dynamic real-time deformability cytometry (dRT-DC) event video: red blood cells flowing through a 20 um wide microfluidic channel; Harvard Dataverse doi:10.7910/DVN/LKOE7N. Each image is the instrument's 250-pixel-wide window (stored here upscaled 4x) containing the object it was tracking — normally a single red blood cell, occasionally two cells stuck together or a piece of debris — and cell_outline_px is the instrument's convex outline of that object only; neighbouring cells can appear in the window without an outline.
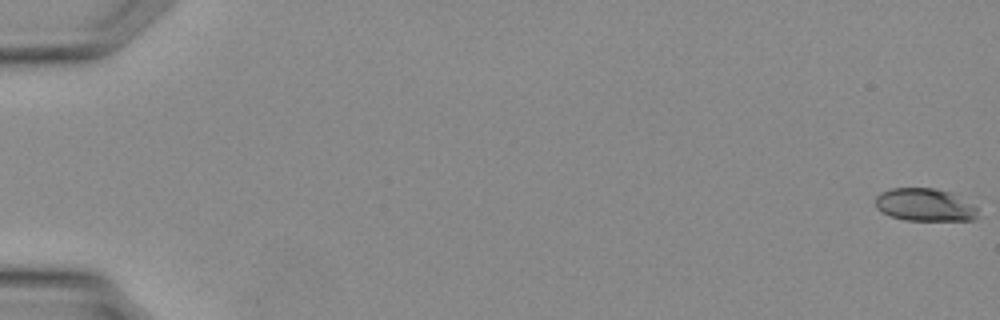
{"species": "Egyptian fruit bat (a non-hibernating species)", "species_latin": "Rousettus aegyptiacus", "temperature_condition": "warm", "stored_images_in_passage": 38, "camera_frame_rate_fps": 3000, "um_per_image_px": 0.085, "animal": {"sex": "female"}, "frame": {"image": 1, "passage_image": 1, "time_ms": 0.0, "image_size_px": [1000, 320], "cell_outline_px": [[976, 216], [972, 220], [908, 220], [892, 216], [876, 208], [876, 196], [880, 192], [892, 188], [932, 188], [948, 192], [976, 208]], "centroid_in_image_um": [78.53, 17.41], "position_along_channel_um": 6.5, "area_um2": 18.9}}
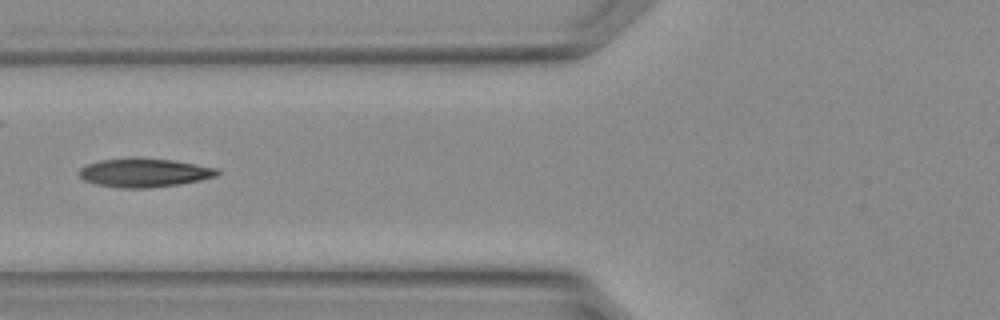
{"frame": {"image": 2, "passage_image": 16, "time_ms": 5.0, "image_size_px": [1000, 320], "cell_outline_px": [[220, 172], [216, 176], [200, 180], [180, 184], [148, 188], [120, 188], [96, 184], [84, 180], [76, 172], [80, 168], [88, 164], [100, 160], [136, 156], [172, 160], [220, 168]], "centroid_in_image_um": [12.25, 14.66], "position_along_channel_um": 113.5, "area_um2": 23.52}}
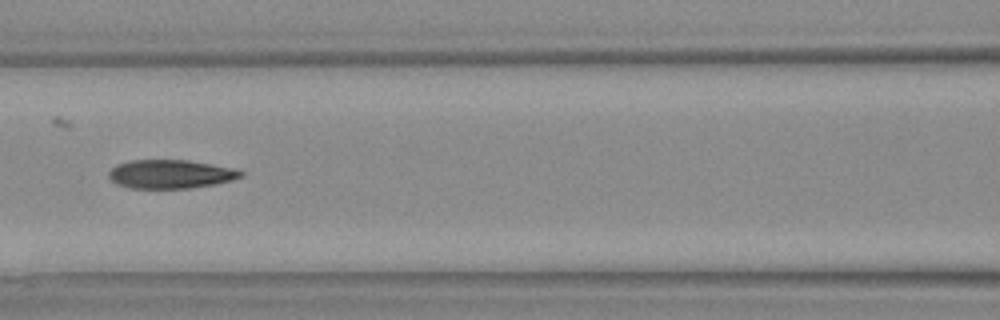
{"frame": {"image": 3, "passage_image": 18, "time_ms": 5.667, "image_size_px": [1000, 320], "cell_outline_px": [[244, 176], [232, 180], [216, 184], [188, 188], [128, 188], [116, 184], [108, 176], [108, 172], [116, 164], [132, 160], [188, 160], [232, 168], [244, 172]], "centroid_in_image_um": [14.48, 14.8], "position_along_channel_um": 152.1, "area_um2": 22.08}}